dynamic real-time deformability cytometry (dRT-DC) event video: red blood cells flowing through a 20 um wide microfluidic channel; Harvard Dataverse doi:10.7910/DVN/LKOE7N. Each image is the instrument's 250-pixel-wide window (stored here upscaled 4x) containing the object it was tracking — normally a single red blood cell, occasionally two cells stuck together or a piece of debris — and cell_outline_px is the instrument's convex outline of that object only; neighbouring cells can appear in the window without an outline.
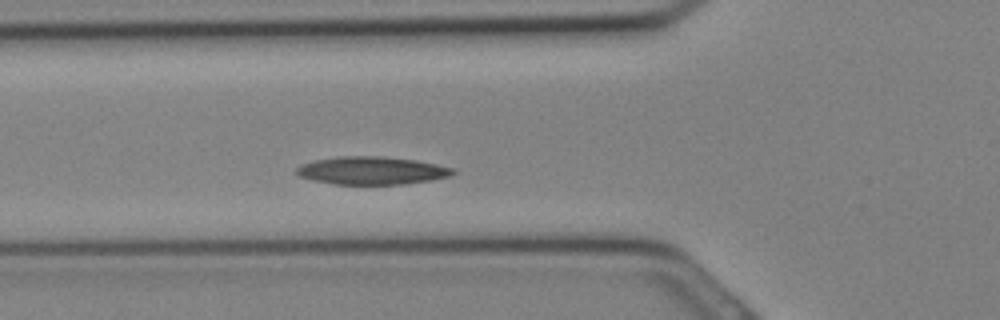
{"species": "Egyptian fruit bat (a non-hibernating species)", "species_latin": "Rousettus aegyptiacus", "temperature_condition": "cold", "stored_images_in_passage": 12, "camera_frame_rate_fps": 3000, "um_per_image_px": 0.085, "animal": {"sex": "female"}, "frame": {"image": 1, "passage_image": 4, "time_ms": 1.0, "image_size_px": [1000, 320], "cell_outline_px": [[456, 172], [448, 176], [432, 180], [408, 184], [336, 184], [312, 180], [300, 176], [296, 172], [296, 168], [304, 164], [316, 160], [340, 156], [380, 156], [416, 160], [456, 168]], "centroid_in_image_um": [31.65, 14.5], "position_along_channel_um": 94.1, "area_um2": 25.32}}
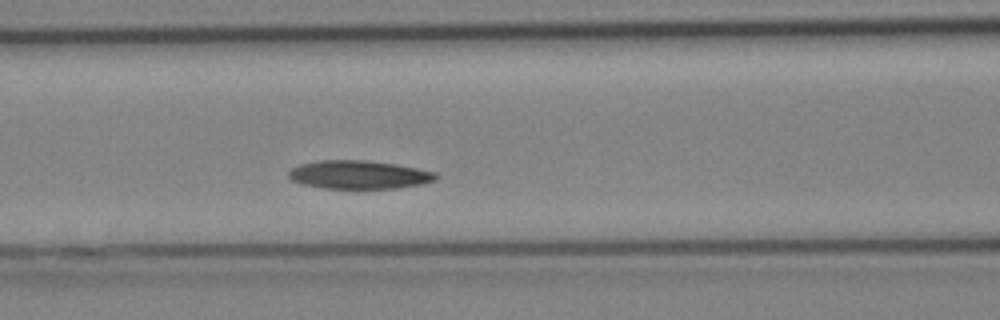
{"frame": {"image": 2, "passage_image": 6, "time_ms": 1.667, "image_size_px": [1000, 320], "cell_outline_px": [[440, 176], [436, 180], [420, 184], [396, 188], [324, 188], [304, 184], [292, 180], [288, 176], [288, 172], [292, 168], [300, 164], [316, 160], [364, 160], [396, 164], [436, 172]], "centroid_in_image_um": [30.52, 14.84], "position_along_channel_um": 136.1, "area_um2": 24.28}}
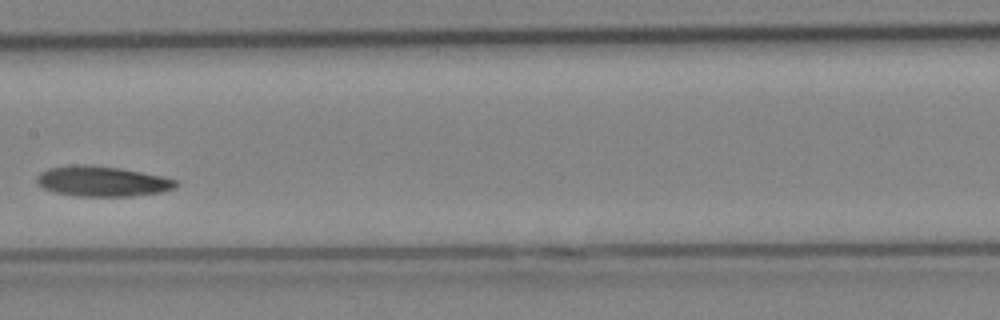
{"frame": {"image": 3, "passage_image": 9, "time_ms": 2.667, "image_size_px": [1000, 320], "cell_outline_px": [[180, 184], [176, 188], [160, 192], [132, 196], [76, 196], [56, 192], [44, 188], [36, 184], [36, 176], [40, 172], [48, 168], [76, 164], [88, 164], [120, 168], [160, 176], [176, 180]], "centroid_in_image_um": [8.66, 15.4], "position_along_channel_um": 198.7, "area_um2": 24.57}}